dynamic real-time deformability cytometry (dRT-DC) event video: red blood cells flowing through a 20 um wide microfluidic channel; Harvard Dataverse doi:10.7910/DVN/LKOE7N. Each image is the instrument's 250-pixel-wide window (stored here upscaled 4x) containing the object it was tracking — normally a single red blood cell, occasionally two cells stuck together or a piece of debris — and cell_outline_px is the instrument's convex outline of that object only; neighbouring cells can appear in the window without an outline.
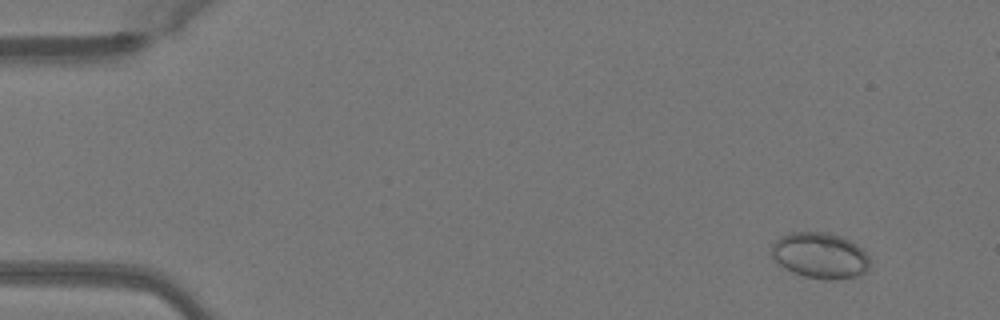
{"species": "Egyptian fruit bat (a non-hibernating species)", "species_latin": "Rousettus aegyptiacus", "temperature_condition": "warm", "stored_images_in_passage": 44, "camera_frame_rate_fps": 3000, "um_per_image_px": 0.085, "animal": {"sex": "female"}, "frame": {"image": 1, "passage_image": 3, "time_ms": 0.667, "image_size_px": [1000, 320], "cell_outline_px": [[868, 268], [864, 272], [856, 276], [836, 280], [824, 280], [804, 276], [792, 272], [780, 264], [772, 256], [772, 244], [780, 236], [792, 232], [824, 232], [840, 236], [856, 244], [868, 256]], "centroid_in_image_um": [69.69, 21.72], "position_along_channel_um": 15.3, "area_um2": 26.01}}
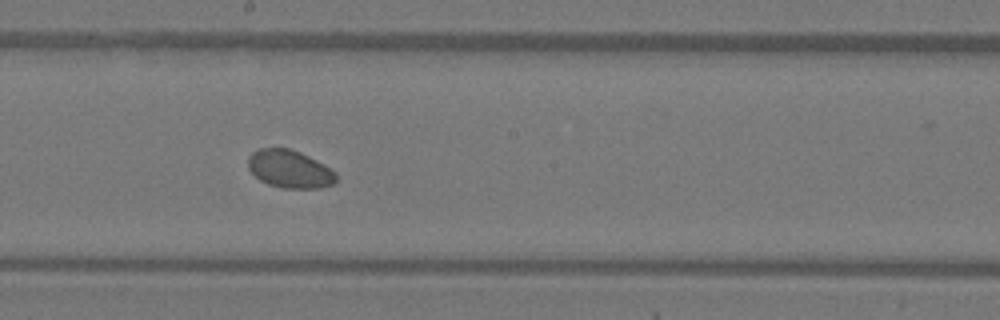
{"frame": {"image": 2, "passage_image": 27, "time_ms": 8.667, "image_size_px": [1000, 320], "cell_outline_px": [[336, 180], [332, 184], [320, 188], [284, 188], [268, 184], [260, 180], [248, 168], [248, 156], [252, 152], [260, 148], [288, 148], [300, 152], [324, 164], [336, 172]], "centroid_in_image_um": [24.61, 14.36], "position_along_channel_um": 223.6, "area_um2": 19.36}}
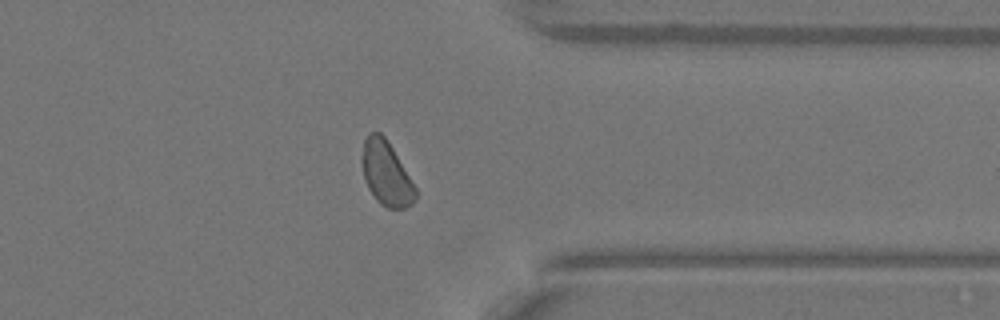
{"frame": {"image": 3, "passage_image": 39, "time_ms": 12.667, "image_size_px": [1000, 320], "cell_outline_px": [[416, 200], [412, 204], [404, 208], [388, 208], [380, 204], [376, 200], [368, 188], [364, 180], [360, 160], [360, 156], [364, 140], [368, 132], [380, 132], [384, 136], [392, 148], [416, 188]], "centroid_in_image_um": [32.78, 14.74], "position_along_channel_um": 378.6, "area_um2": 20.11}}